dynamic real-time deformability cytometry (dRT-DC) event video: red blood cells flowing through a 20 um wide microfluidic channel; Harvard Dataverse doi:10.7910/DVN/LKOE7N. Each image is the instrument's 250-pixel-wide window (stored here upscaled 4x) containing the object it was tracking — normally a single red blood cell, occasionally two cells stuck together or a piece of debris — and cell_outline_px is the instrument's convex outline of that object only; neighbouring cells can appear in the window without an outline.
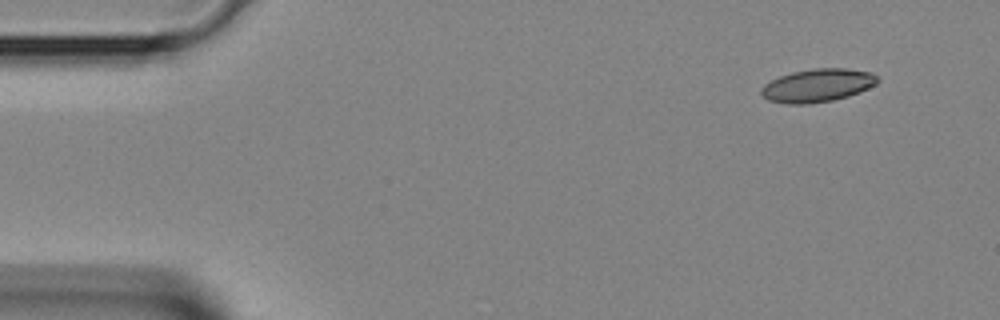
{"species": "Egyptian fruit bat (a non-hibernating species)", "species_latin": "Rousettus aegyptiacus", "temperature_condition": "room temperature", "stored_images_in_passage": 2, "camera_frame_rate_fps": 3000, "um_per_image_px": 0.085, "animal": {"sex": "female"}, "frame": {"image": 1, "passage_image": 2, "time_ms": 0.333, "image_size_px": [1000, 320], "cell_outline_px": [[880, 80], [876, 84], [868, 88], [848, 96], [832, 100], [808, 104], [788, 104], [768, 100], [760, 92], [760, 88], [764, 84], [780, 76], [792, 72], [812, 68], [844, 68], [872, 72]], "centroid_in_image_um": [69.48, 7.25], "position_along_channel_um": 15.5, "area_um2": 22.43}}